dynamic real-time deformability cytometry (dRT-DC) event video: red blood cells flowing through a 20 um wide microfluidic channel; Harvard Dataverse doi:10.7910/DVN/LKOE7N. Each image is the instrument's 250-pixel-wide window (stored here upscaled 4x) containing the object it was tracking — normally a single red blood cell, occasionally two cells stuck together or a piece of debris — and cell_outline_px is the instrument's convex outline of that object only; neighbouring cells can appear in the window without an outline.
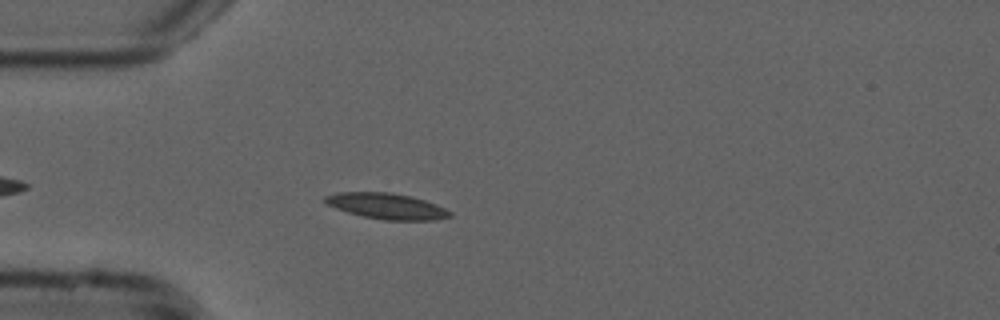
{"species": "common noctule bat (a hibernating species)", "species_latin": "Nyctalus noctula", "temperature_condition": "cold", "stored_images_in_passage": 42, "camera_frame_rate_fps": 3000, "um_per_image_px": 0.085, "animal": {"sex": "male", "forearm_length_mm": 52.5}, "frame": {"image": 1, "passage_image": 6, "time_ms": 1.667, "image_size_px": [1000, 320], "cell_outline_px": [[452, 216], [436, 220], [384, 220], [364, 216], [348, 212], [336, 208], [320, 200], [324, 196], [336, 192], [392, 192], [424, 200], [436, 204], [452, 212]], "centroid_in_image_um": [32.85, 17.51], "position_along_channel_um": 52.2, "area_um2": 18.79}}
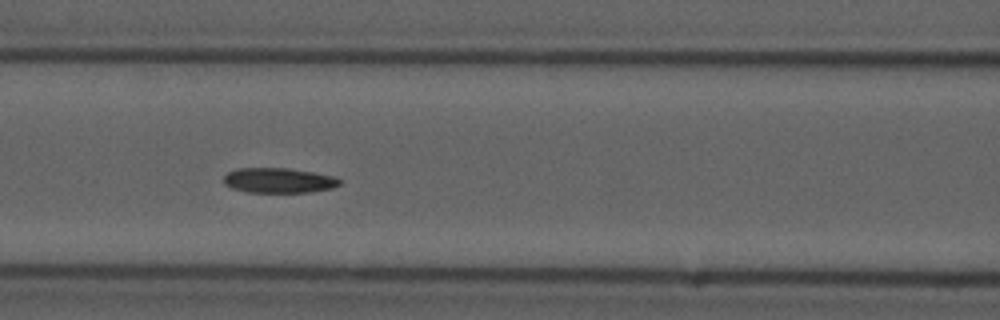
{"frame": {"image": 2, "passage_image": 14, "time_ms": 4.333, "image_size_px": [1000, 320], "cell_outline_px": [[340, 184], [332, 188], [308, 192], [248, 192], [232, 188], [224, 184], [224, 176], [228, 172], [236, 168], [288, 168], [336, 176], [340, 180]], "centroid_in_image_um": [23.68, 15.33], "position_along_channel_um": 142.9, "area_um2": 16.88}}
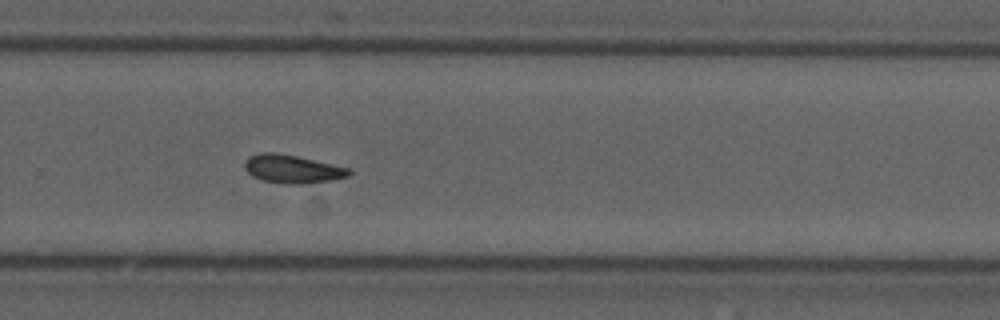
{"frame": {"image": 3, "passage_image": 27, "time_ms": 8.667, "image_size_px": [1000, 320], "cell_outline_px": [[352, 172], [348, 176], [332, 180], [304, 184], [284, 184], [264, 180], [252, 176], [244, 168], [244, 164], [248, 156], [260, 152], [276, 152], [296, 156], [348, 168]], "centroid_in_image_um": [24.81, 14.36], "position_along_channel_um": 305.0, "area_um2": 17.11}, "authors_computed_cell_mechanics": {"area_um2": 16.8487, "velocity_mm_per_s": 3.7547, "shape_relaxation_time_tau1_ms": null, "shape_relaxation_time_tau2_ms": 6.9004, "deformation_change_tau1": null, "deformation_change_tau2": 0.1236}}